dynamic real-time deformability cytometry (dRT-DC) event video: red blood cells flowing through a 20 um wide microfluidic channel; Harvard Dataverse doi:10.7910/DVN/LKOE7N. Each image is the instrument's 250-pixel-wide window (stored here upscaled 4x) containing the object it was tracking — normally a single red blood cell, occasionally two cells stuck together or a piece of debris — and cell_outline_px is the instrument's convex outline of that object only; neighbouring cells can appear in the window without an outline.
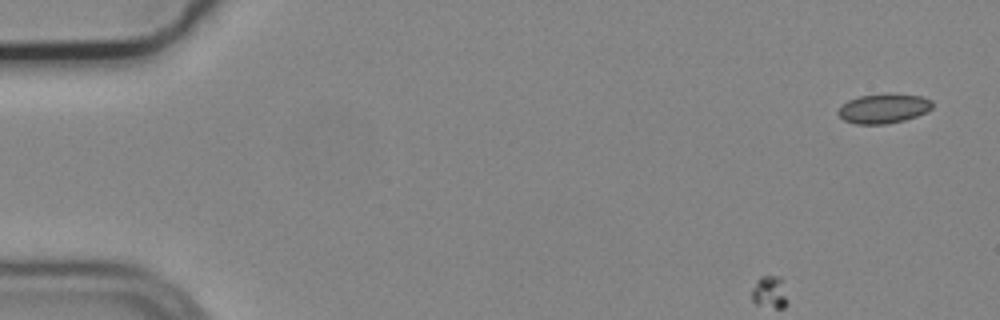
{"species": "common noctule bat (a hibernating species)", "species_latin": "Nyctalus noctula", "temperature_condition": "cold", "stored_images_in_passage": 4, "camera_frame_rate_fps": 3000, "um_per_image_px": 0.085, "animal": {"sex": "male", "body_mass_g": 19.2, "forearm_length_mm": 51.8}, "frame": {"image": 1, "passage_image": 1, "time_ms": 0.0, "image_size_px": [1000, 320], "cell_outline_px": [[932, 108], [928, 112], [904, 120], [884, 124], [856, 124], [844, 120], [836, 112], [848, 100], [860, 96], [884, 92], [924, 96], [932, 100]], "centroid_in_image_um": [75.14, 9.2], "position_along_channel_um": 9.9, "area_um2": 16.47}}